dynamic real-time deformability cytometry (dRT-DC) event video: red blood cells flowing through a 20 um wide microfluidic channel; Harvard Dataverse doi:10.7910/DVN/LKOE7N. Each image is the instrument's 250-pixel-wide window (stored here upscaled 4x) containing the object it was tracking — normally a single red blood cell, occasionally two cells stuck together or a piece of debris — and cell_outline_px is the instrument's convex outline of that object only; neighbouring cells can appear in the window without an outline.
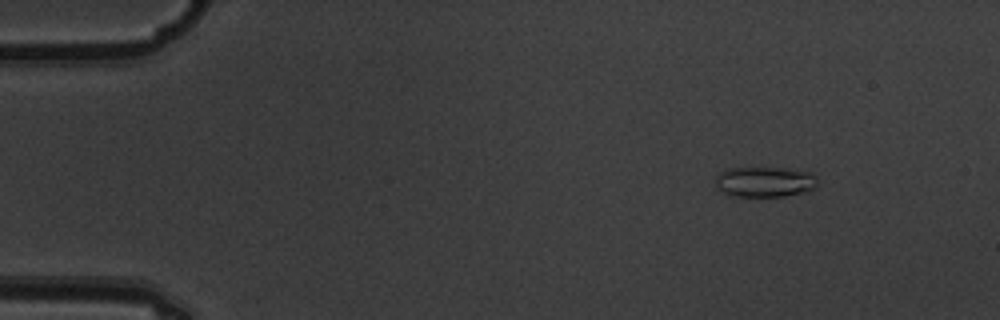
{"species": "common noctule bat (a hibernating species)", "species_latin": "Nyctalus noctula", "temperature_condition": "warm", "stored_images_in_passage": 5, "camera_frame_rate_fps": 3000, "um_per_image_px": 0.085, "animal": {"sex": "male", "body_mass_g": 19.5, "forearm_length_mm": 54.6}, "frame": {"image": 1, "passage_image": 2, "time_ms": 0.333, "image_size_px": [1000, 320], "cell_outline_px": [[816, 188], [808, 192], [784, 196], [732, 196], [716, 188], [716, 176], [720, 172], [728, 168], [784, 168], [812, 172], [816, 176]], "centroid_in_image_um": [65.03, 15.46], "position_along_channel_um": 20.0, "area_um2": 18.21}}
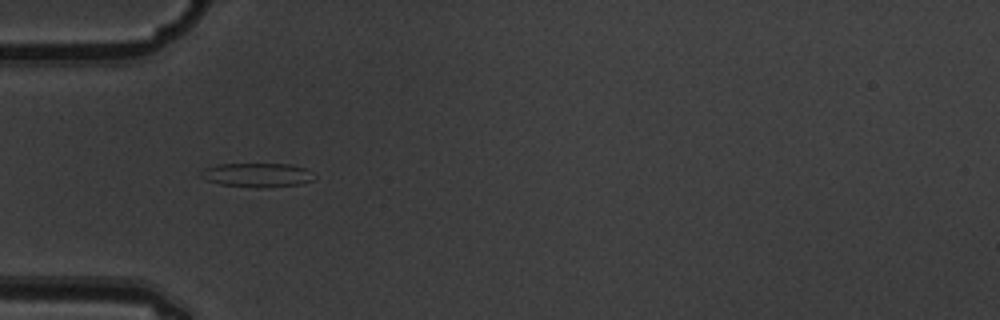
{"frame": {"image": 2, "passage_image": 5, "time_ms": 1.333, "image_size_px": [1000, 320], "cell_outline_px": [[316, 176], [312, 180], [300, 184], [268, 188], [256, 188], [220, 184], [208, 180], [200, 176], [204, 168], [216, 164], [288, 164], [304, 168]], "centroid_in_image_um": [21.86, 14.88], "position_along_channel_um": 63.1, "area_um2": 15.9}}